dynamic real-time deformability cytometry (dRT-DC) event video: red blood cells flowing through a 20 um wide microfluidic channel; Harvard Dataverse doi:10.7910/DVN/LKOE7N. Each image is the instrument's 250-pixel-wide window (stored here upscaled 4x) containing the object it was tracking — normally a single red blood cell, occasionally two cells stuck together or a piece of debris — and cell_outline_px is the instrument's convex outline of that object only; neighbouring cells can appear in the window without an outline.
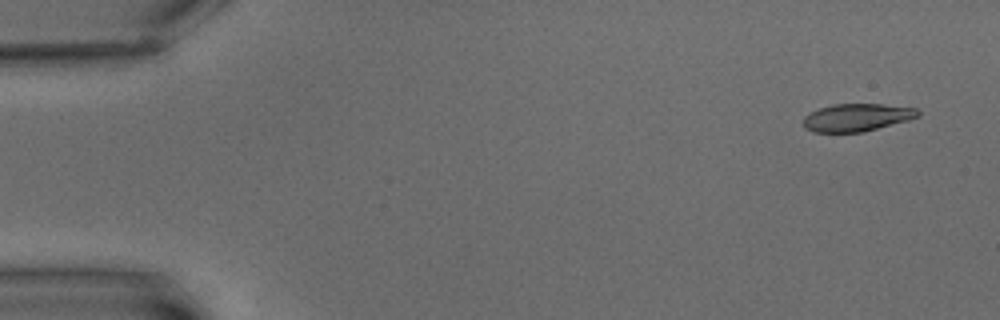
{"species": "common noctule bat (a hibernating species)", "species_latin": "Nyctalus noctula", "temperature_condition": "warm", "stored_images_in_passage": 8, "camera_frame_rate_fps": 3000, "um_per_image_px": 0.085, "animal": {"sex": "male", "body_mass_g": 15.6}, "frame": {"image": 1, "passage_image": 2, "time_ms": 1.0, "image_size_px": [1000, 320], "cell_outline_px": [[920, 116], [908, 120], [864, 132], [812, 132], [804, 128], [804, 116], [820, 108], [832, 104], [880, 104], [916, 108], [920, 112]], "centroid_in_image_um": [72.83, 9.99], "position_along_channel_um": 12.2, "area_um2": 18.44}}
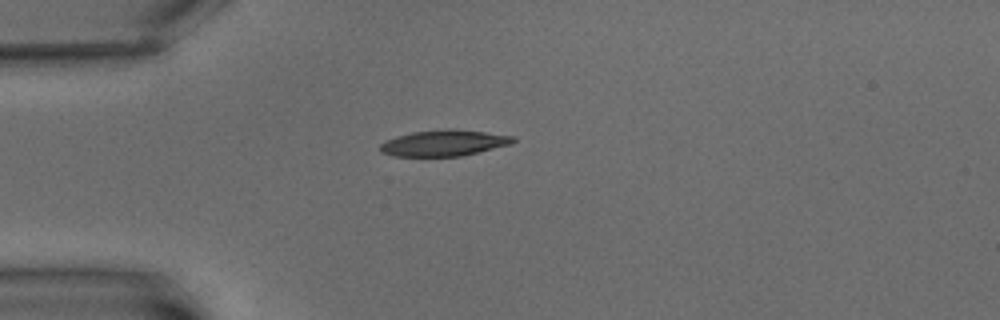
{"frame": {"image": 2, "passage_image": 5, "time_ms": 5.667, "image_size_px": [1000, 320], "cell_outline_px": [[516, 140], [512, 144], [460, 156], [392, 156], [380, 152], [380, 144], [384, 140], [396, 136], [412, 132], [448, 128], [452, 128], [484, 132], [512, 136]], "centroid_in_image_um": [37.69, 12.15], "position_along_channel_um": 47.3, "area_um2": 20.23}}
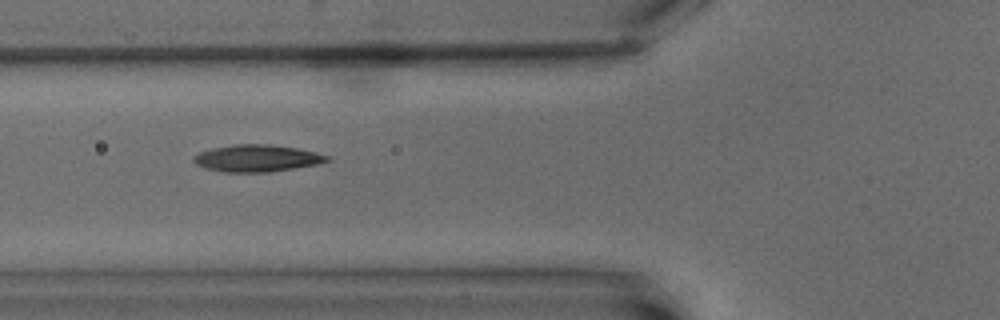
{"frame": {"image": 3, "passage_image": 7, "time_ms": 8.0, "image_size_px": [1000, 320], "cell_outline_px": [[332, 160], [316, 164], [268, 172], [224, 172], [204, 168], [196, 164], [192, 160], [192, 156], [200, 152], [212, 148], [232, 144], [268, 144], [296, 148], [332, 156]], "centroid_in_image_um": [21.81, 13.44], "position_along_channel_um": 104.0, "area_um2": 20.98}}